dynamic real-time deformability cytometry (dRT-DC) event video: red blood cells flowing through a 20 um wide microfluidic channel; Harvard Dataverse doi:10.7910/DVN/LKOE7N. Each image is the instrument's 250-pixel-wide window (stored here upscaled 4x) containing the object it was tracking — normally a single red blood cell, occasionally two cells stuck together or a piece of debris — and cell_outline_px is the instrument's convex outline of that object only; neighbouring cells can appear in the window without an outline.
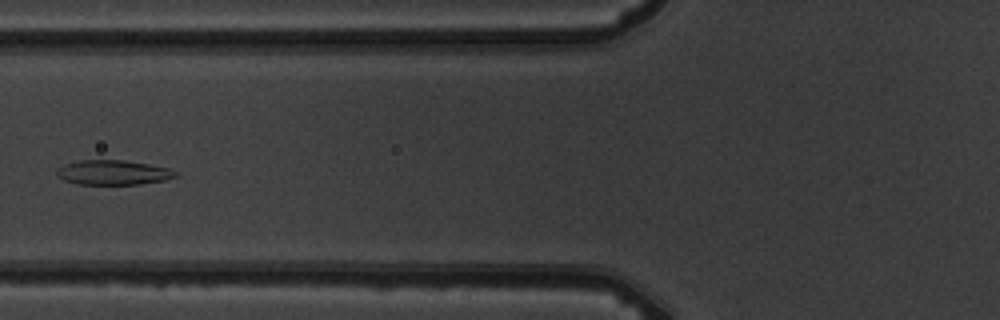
{"species": "common noctule bat (a hibernating species)", "species_latin": "Nyctalus noctula", "temperature_condition": "warm", "stored_images_in_passage": 6, "camera_frame_rate_fps": 3000, "um_per_image_px": 0.085, "animal": {"sex": "male", "body_mass_g": 19.5, "forearm_length_mm": 54.6}, "frame": {"image": 1, "passage_image": 5, "time_ms": 5.667, "image_size_px": [1000, 320], "cell_outline_px": [[180, 176], [164, 180], [140, 184], [76, 184], [64, 180], [56, 176], [56, 172], [64, 164], [80, 160], [124, 160], [148, 164], [168, 168], [176, 172]], "centroid_in_image_um": [9.62, 14.66], "position_along_channel_um": 116.2, "area_um2": 17.05}}
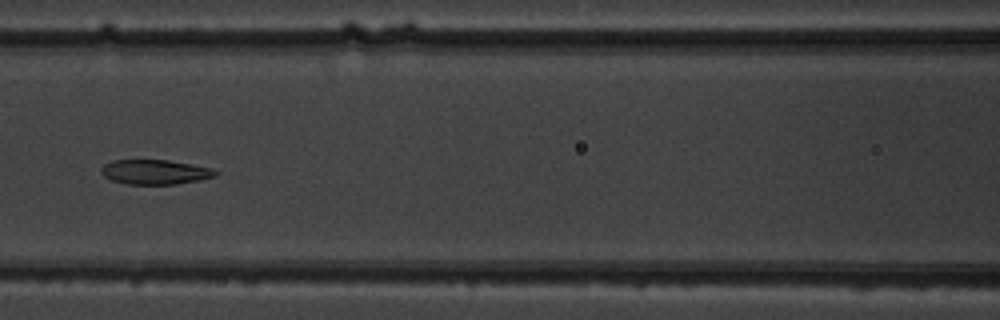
{"frame": {"image": 2, "passage_image": 6, "time_ms": 6.667, "image_size_px": [1000, 320], "cell_outline_px": [[220, 172], [216, 176], [200, 180], [176, 184], [124, 184], [112, 180], [104, 176], [100, 172], [100, 168], [104, 164], [112, 160], [168, 160], [212, 168]], "centroid_in_image_um": [13.17, 14.62], "position_along_channel_um": 153.4, "area_um2": 16.53}}